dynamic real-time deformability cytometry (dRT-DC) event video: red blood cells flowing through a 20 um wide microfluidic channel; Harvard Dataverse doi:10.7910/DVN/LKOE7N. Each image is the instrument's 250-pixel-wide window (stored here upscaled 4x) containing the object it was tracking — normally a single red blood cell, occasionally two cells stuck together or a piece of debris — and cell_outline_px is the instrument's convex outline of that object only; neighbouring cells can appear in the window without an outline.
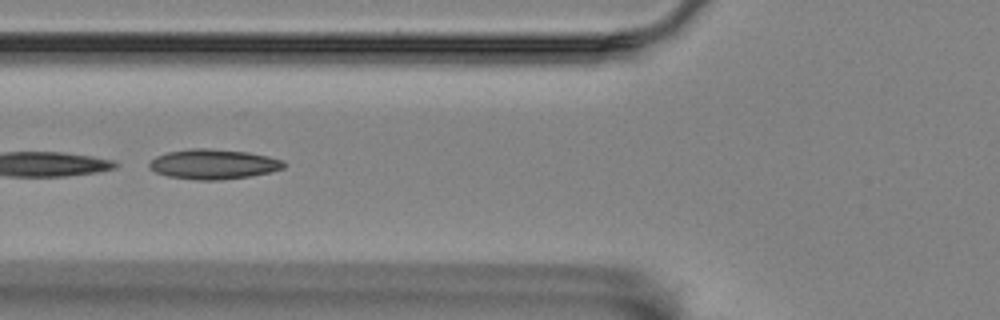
{"species": "Egyptian fruit bat (a non-hibernating species)", "species_latin": "Rousettus aegyptiacus", "temperature_condition": "room temperature", "stored_images_in_passage": 12, "camera_frame_rate_fps": 3000, "um_per_image_px": 0.085, "animal": {"sex": "female"}, "frame": {"image": 1, "passage_image": 9, "time_ms": 2.667, "image_size_px": [1000, 320], "cell_outline_px": [[284, 168], [252, 176], [220, 180], [196, 180], [168, 176], [156, 172], [148, 168], [148, 164], [156, 156], [168, 152], [192, 148], [208, 148], [248, 152], [268, 156], [280, 160], [284, 164]], "centroid_in_image_um": [18.1, 13.95], "position_along_channel_um": 107.7, "area_um2": 23.35}}